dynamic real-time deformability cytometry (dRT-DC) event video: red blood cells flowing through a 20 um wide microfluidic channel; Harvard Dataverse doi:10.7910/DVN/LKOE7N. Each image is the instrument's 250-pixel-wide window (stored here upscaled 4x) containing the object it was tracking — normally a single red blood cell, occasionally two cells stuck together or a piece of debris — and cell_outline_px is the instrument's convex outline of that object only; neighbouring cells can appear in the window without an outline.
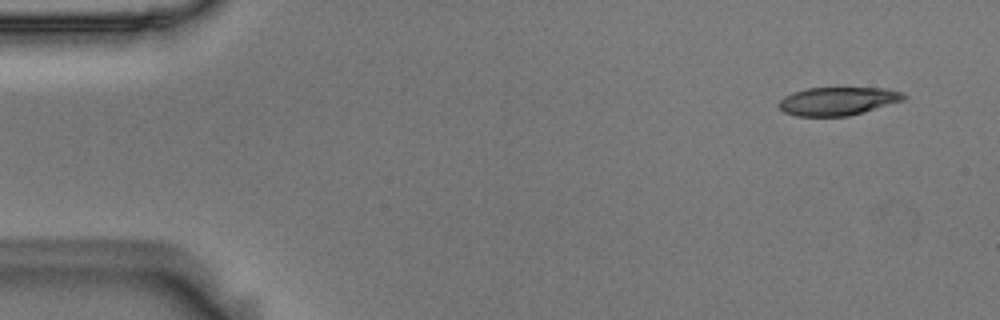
{"species": "Egyptian fruit bat (a non-hibernating species)", "species_latin": "Rousettus aegyptiacus", "temperature_condition": "room temperature", "stored_images_in_passage": 5, "camera_frame_rate_fps": 3000, "um_per_image_px": 0.085, "animal": {"sex": "male"}, "frame": {"image": 1, "passage_image": 1, "time_ms": 0.0, "image_size_px": [1000, 320], "cell_outline_px": [[908, 96], [904, 100], [848, 116], [796, 116], [784, 112], [776, 104], [784, 96], [792, 92], [804, 88], [888, 88], [904, 92]], "centroid_in_image_um": [71.2, 8.58], "position_along_channel_um": 13.8, "area_um2": 20.69}}
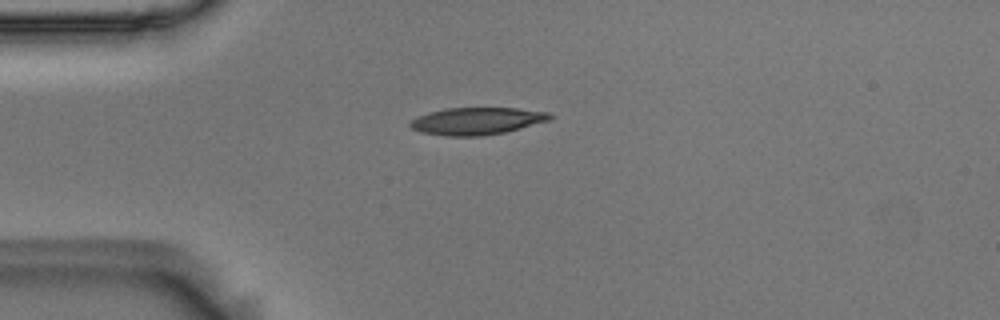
{"frame": {"image": 2, "passage_image": 4, "time_ms": 1.0, "image_size_px": [1000, 320], "cell_outline_px": [[552, 116], [548, 120], [508, 132], [484, 136], [444, 136], [420, 132], [412, 128], [408, 124], [408, 120], [416, 116], [428, 112], [444, 108], [516, 108], [548, 112]], "centroid_in_image_um": [40.46, 10.29], "position_along_channel_um": 44.5, "area_um2": 22.43}}